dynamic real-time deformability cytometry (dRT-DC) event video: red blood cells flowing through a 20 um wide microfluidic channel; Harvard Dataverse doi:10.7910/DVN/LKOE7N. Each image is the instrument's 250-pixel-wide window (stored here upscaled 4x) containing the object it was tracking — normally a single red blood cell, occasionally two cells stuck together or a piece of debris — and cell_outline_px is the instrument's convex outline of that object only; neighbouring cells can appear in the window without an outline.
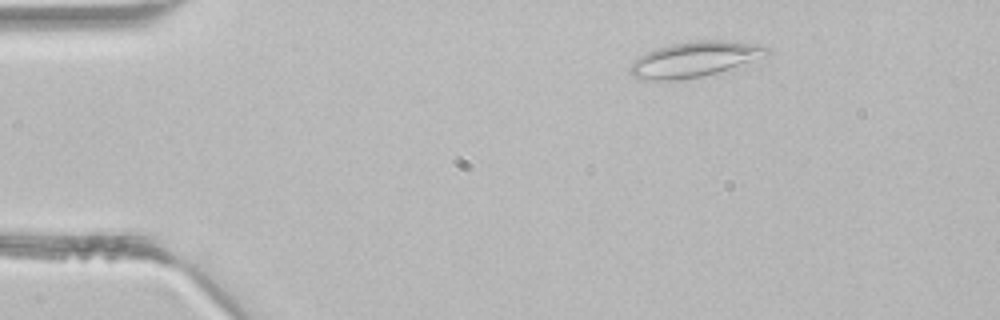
{"species": "common noctule bat (a hibernating species)", "species_latin": "Nyctalus noctula", "temperature_condition": "room temperature", "stored_images_in_passage": 4, "camera_frame_rate_fps": 3000, "um_per_image_px": 0.085, "animal": {"sex": "male", "body_mass_g": 21.5, "forearm_length_mm": 52.0}, "frame": {"image": 1, "passage_image": 4, "time_ms": 1.0, "image_size_px": [1000, 320], "cell_outline_px": [[772, 48], [768, 52], [728, 68], [716, 72], [700, 76], [680, 80], [652, 80], [632, 76], [628, 72], [628, 68], [640, 56], [656, 48], [672, 44], [696, 40], [732, 40], [764, 44]], "centroid_in_image_um": [59.0, 5.01], "position_along_channel_um": 26.0, "area_um2": 27.51}}